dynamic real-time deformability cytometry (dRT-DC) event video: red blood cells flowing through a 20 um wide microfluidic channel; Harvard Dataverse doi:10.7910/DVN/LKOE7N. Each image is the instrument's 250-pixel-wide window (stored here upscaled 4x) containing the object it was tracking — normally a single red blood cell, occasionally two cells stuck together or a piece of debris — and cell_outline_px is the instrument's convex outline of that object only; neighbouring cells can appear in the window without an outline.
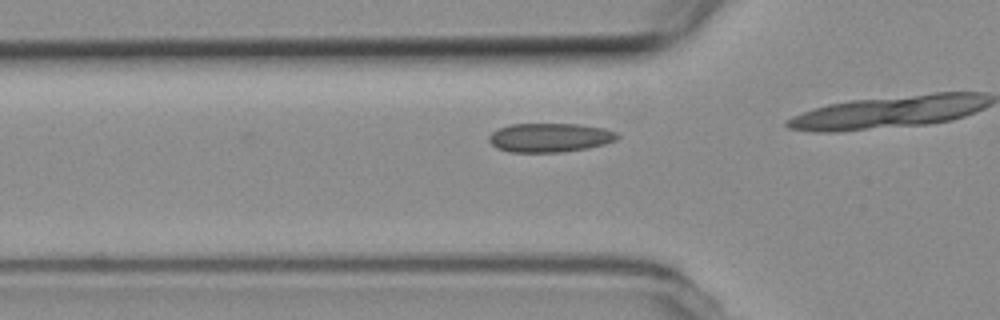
{"species": "common noctule bat (a hibernating species)", "species_latin": "Nyctalus noctula", "temperature_condition": "room temperature", "stored_images_in_passage": 14, "camera_frame_rate_fps": 3000, "um_per_image_px": 0.085, "animal": {"sex": "female", "body_mass_g": 19.3, "forearm_length_mm": 54.1}, "frame": {"image": 1, "passage_image": 5, "time_ms": 1.333, "image_size_px": [1000, 320], "cell_outline_px": [[620, 136], [616, 140], [604, 144], [588, 148], [564, 152], [508, 152], [496, 148], [488, 140], [488, 136], [492, 132], [508, 124], [580, 124], [604, 128], [616, 132]], "centroid_in_image_um": [46.73, 11.7], "position_along_channel_um": 79.1, "area_um2": 21.85}}
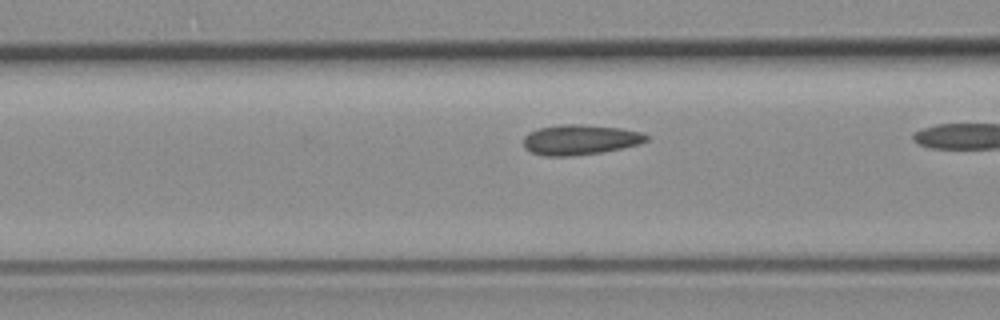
{"frame": {"image": 2, "passage_image": 8, "time_ms": 2.333, "image_size_px": [1000, 320], "cell_outline_px": [[648, 140], [640, 144], [600, 152], [572, 156], [544, 156], [532, 152], [524, 148], [524, 136], [528, 132], [540, 128], [560, 124], [580, 124], [620, 128], [644, 132], [648, 136]], "centroid_in_image_um": [49.3, 11.87], "position_along_channel_um": 117.3, "area_um2": 21.62}}